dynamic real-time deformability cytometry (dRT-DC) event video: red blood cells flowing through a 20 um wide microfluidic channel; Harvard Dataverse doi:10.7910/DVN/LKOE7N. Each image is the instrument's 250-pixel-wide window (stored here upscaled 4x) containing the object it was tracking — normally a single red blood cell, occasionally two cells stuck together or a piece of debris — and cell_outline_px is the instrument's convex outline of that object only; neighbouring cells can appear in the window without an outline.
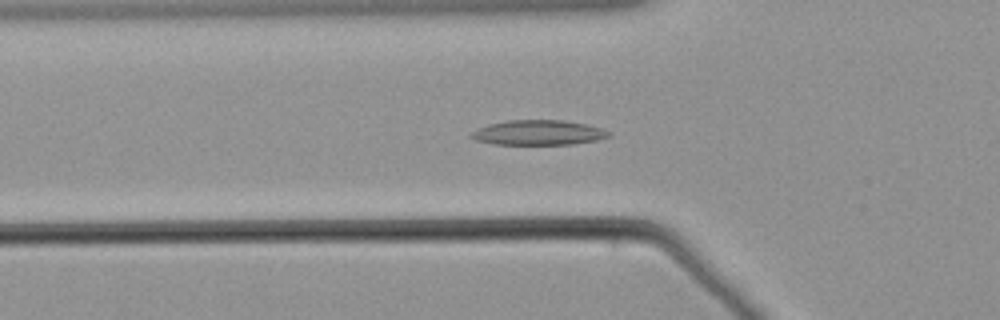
{"species": "common noctule bat (a hibernating species)", "species_latin": "Nyctalus noctula", "temperature_condition": "warm", "stored_images_in_passage": 60, "camera_frame_rate_fps": 3000, "um_per_image_px": 0.085, "animal": {"sex": "male", "body_mass_g": 21.5, "forearm_length_mm": 52.0}, "frame": {"image": 1, "passage_image": 21, "time_ms": 6.667, "image_size_px": [1000, 320], "cell_outline_px": [[612, 136], [596, 140], [572, 144], [492, 144], [476, 140], [468, 136], [476, 128], [488, 124], [508, 120], [564, 120], [588, 124], [612, 132]], "centroid_in_image_um": [45.76, 11.26], "position_along_channel_um": 80.0, "area_um2": 20.11}}
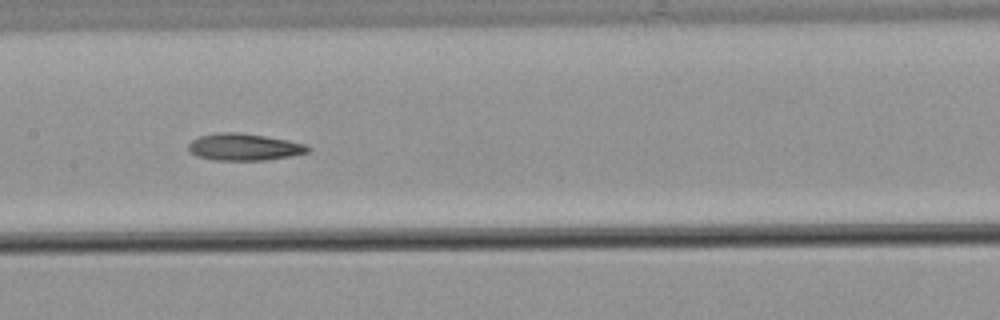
{"frame": {"image": 2, "passage_image": 30, "time_ms": 9.667, "image_size_px": [1000, 320], "cell_outline_px": [[312, 148], [308, 152], [292, 156], [264, 160], [216, 160], [196, 156], [188, 152], [188, 144], [192, 140], [200, 136], [216, 132], [236, 132], [264, 136], [288, 140], [304, 144]], "centroid_in_image_um": [20.72, 12.5], "position_along_channel_um": 186.7, "area_um2": 18.79}}
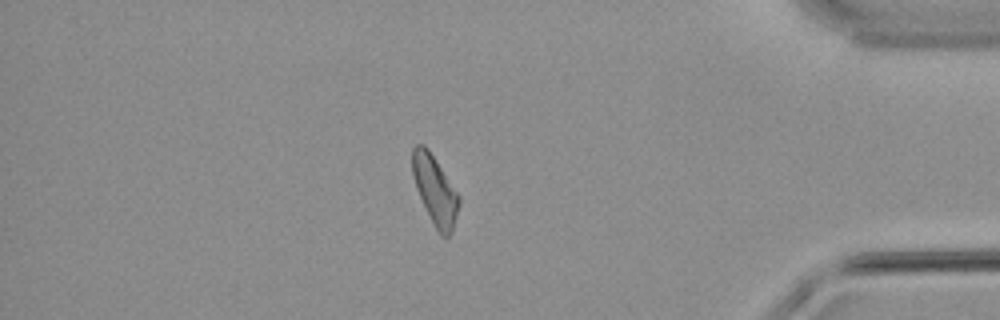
{"frame": {"image": 3, "passage_image": 51, "time_ms": 16.667, "image_size_px": [1000, 320], "cell_outline_px": [[460, 204], [452, 232], [448, 236], [440, 236], [416, 188], [412, 172], [412, 148], [416, 144], [424, 144], [428, 148], [460, 196]], "centroid_in_image_um": [36.98, 16.14], "position_along_channel_um": 398.2, "area_um2": 18.44}}